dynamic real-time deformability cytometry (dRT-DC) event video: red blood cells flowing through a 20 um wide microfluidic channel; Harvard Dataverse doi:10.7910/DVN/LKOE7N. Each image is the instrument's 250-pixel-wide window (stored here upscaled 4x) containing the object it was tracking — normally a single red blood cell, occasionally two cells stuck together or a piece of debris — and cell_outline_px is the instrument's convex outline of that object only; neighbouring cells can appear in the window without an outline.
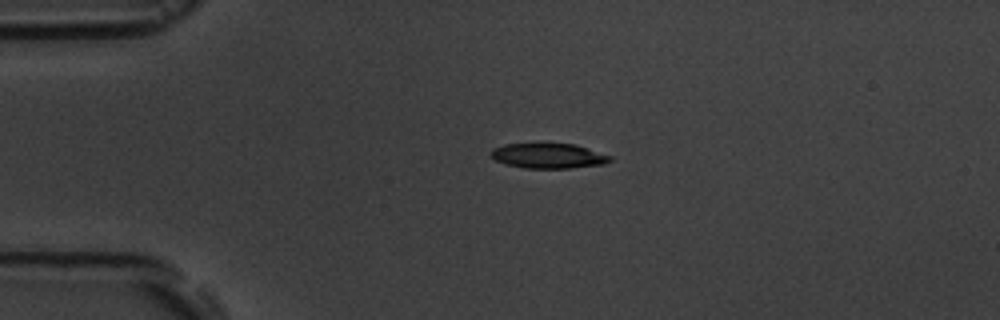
{"species": "common noctule bat (a hibernating species)", "species_latin": "Nyctalus noctula", "temperature_condition": "room temperature", "stored_images_in_passage": 2, "camera_frame_rate_fps": 3000, "um_per_image_px": 0.085, "animal": {"sex": "male", "body_mass_g": 19.5, "forearm_length_mm": 54.6}, "frame": {"image": 1, "passage_image": 1, "time_ms": 0.0, "image_size_px": [1000, 320], "cell_outline_px": [[612, 160], [604, 164], [572, 168], [524, 168], [508, 164], [496, 160], [488, 152], [492, 148], [504, 144], [576, 144], [612, 156]], "centroid_in_image_um": [46.63, 13.24], "position_along_channel_um": 38.4, "area_um2": 17.34}}